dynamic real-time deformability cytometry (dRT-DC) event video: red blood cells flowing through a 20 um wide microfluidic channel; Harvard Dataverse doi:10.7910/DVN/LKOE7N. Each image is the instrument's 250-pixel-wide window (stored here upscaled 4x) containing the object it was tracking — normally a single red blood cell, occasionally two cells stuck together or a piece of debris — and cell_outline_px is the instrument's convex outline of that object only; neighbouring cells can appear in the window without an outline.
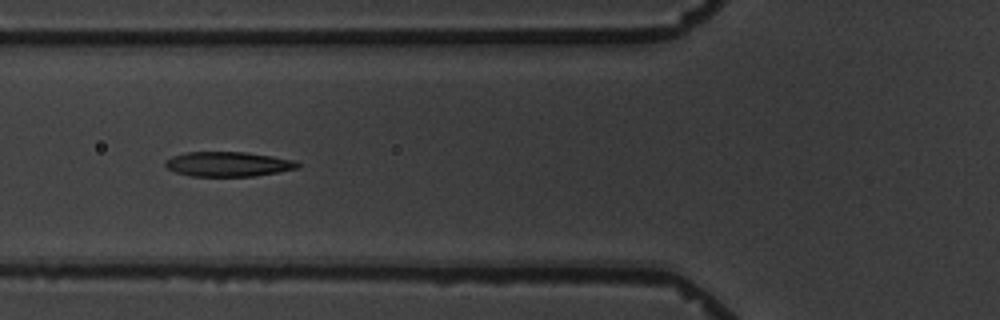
{"species": "common noctule bat (a hibernating species)", "species_latin": "Nyctalus noctula", "temperature_condition": "warm", "stored_images_in_passage": 6, "camera_frame_rate_fps": 3000, "um_per_image_px": 0.085, "animal": {"sex": "male", "body_mass_g": 19.5, "forearm_length_mm": 54.6}, "frame": {"image": 1, "passage_image": 3, "time_ms": 2.333, "image_size_px": [1000, 320], "cell_outline_px": [[304, 164], [300, 168], [280, 172], [252, 176], [192, 176], [176, 172], [168, 168], [164, 164], [172, 156], [184, 152], [244, 152], [272, 156], [296, 160]], "centroid_in_image_um": [19.48, 13.95], "position_along_channel_um": 106.3, "area_um2": 19.19}}
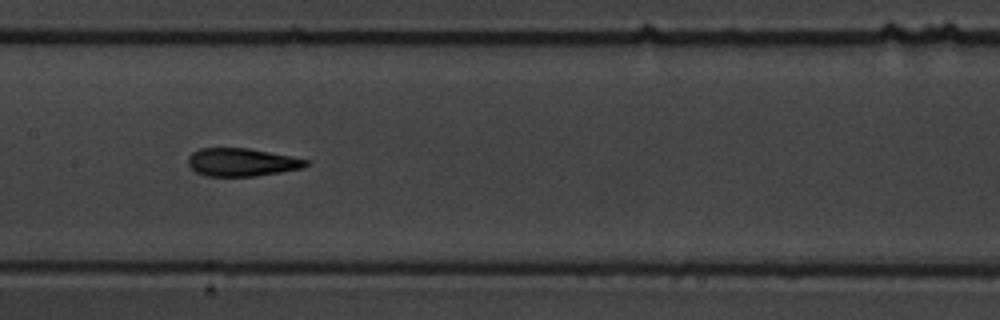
{"frame": {"image": 2, "passage_image": 5, "time_ms": 4.667, "image_size_px": [1000, 320], "cell_outline_px": [[308, 164], [304, 168], [256, 176], [204, 176], [196, 172], [188, 164], [188, 156], [192, 152], [200, 148], [248, 148], [308, 160]], "centroid_in_image_um": [20.51, 13.79], "position_along_channel_um": 186.9, "area_um2": 19.13}}
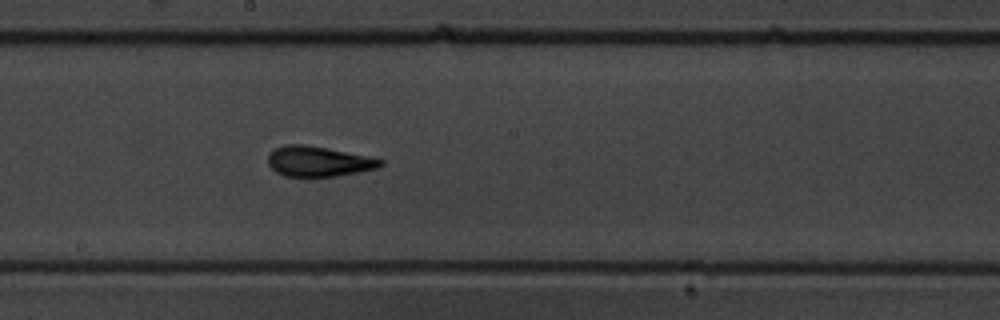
{"frame": {"image": 3, "passage_image": 6, "time_ms": 5.667, "image_size_px": [1000, 320], "cell_outline_px": [[384, 164], [380, 168], [360, 172], [336, 176], [308, 180], [284, 176], [276, 172], [268, 164], [268, 152], [276, 148], [288, 144], [304, 144], [368, 156], [384, 160]], "centroid_in_image_um": [27.06, 13.77], "position_along_channel_um": 221.1, "area_um2": 20.58}}